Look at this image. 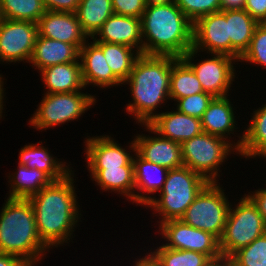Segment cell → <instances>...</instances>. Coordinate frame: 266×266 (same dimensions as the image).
Returning a JSON list of instances; mask_svg holds the SVG:
<instances>
[{
    "label": "cell",
    "mask_w": 266,
    "mask_h": 266,
    "mask_svg": "<svg viewBox=\"0 0 266 266\" xmlns=\"http://www.w3.org/2000/svg\"><path fill=\"white\" fill-rule=\"evenodd\" d=\"M73 177L74 171L28 198L34 210L38 236L49 249L70 244L81 221Z\"/></svg>",
    "instance_id": "obj_1"
},
{
    "label": "cell",
    "mask_w": 266,
    "mask_h": 266,
    "mask_svg": "<svg viewBox=\"0 0 266 266\" xmlns=\"http://www.w3.org/2000/svg\"><path fill=\"white\" fill-rule=\"evenodd\" d=\"M177 57L170 55L140 54L123 85L130 86L132 103L126 104V112L133 115L139 125L149 124L160 105L170 100V74Z\"/></svg>",
    "instance_id": "obj_2"
},
{
    "label": "cell",
    "mask_w": 266,
    "mask_h": 266,
    "mask_svg": "<svg viewBox=\"0 0 266 266\" xmlns=\"http://www.w3.org/2000/svg\"><path fill=\"white\" fill-rule=\"evenodd\" d=\"M141 28L143 54L182 58L193 47V23L175 3L146 7Z\"/></svg>",
    "instance_id": "obj_3"
},
{
    "label": "cell",
    "mask_w": 266,
    "mask_h": 266,
    "mask_svg": "<svg viewBox=\"0 0 266 266\" xmlns=\"http://www.w3.org/2000/svg\"><path fill=\"white\" fill-rule=\"evenodd\" d=\"M47 251L38 236L30 201L7 197L0 210V252L18 257L27 266H38Z\"/></svg>",
    "instance_id": "obj_4"
},
{
    "label": "cell",
    "mask_w": 266,
    "mask_h": 266,
    "mask_svg": "<svg viewBox=\"0 0 266 266\" xmlns=\"http://www.w3.org/2000/svg\"><path fill=\"white\" fill-rule=\"evenodd\" d=\"M209 182L200 174L186 166L168 170L167 178L160 194L145 206L159 214L157 223L180 219L196 196Z\"/></svg>",
    "instance_id": "obj_5"
},
{
    "label": "cell",
    "mask_w": 266,
    "mask_h": 266,
    "mask_svg": "<svg viewBox=\"0 0 266 266\" xmlns=\"http://www.w3.org/2000/svg\"><path fill=\"white\" fill-rule=\"evenodd\" d=\"M241 135L235 142L202 132L184 141L181 143L183 165L203 176L208 182H218L221 172L219 167L230 154L239 155L244 140V134Z\"/></svg>",
    "instance_id": "obj_6"
},
{
    "label": "cell",
    "mask_w": 266,
    "mask_h": 266,
    "mask_svg": "<svg viewBox=\"0 0 266 266\" xmlns=\"http://www.w3.org/2000/svg\"><path fill=\"white\" fill-rule=\"evenodd\" d=\"M238 201L235 207L232 203L230 205L225 229L219 240L224 259L266 233L265 221L253 202L245 194Z\"/></svg>",
    "instance_id": "obj_7"
},
{
    "label": "cell",
    "mask_w": 266,
    "mask_h": 266,
    "mask_svg": "<svg viewBox=\"0 0 266 266\" xmlns=\"http://www.w3.org/2000/svg\"><path fill=\"white\" fill-rule=\"evenodd\" d=\"M32 114L29 125L38 130H48L60 124L78 120L91 106L97 103V97L81 91L66 93H45ZM88 109V110H87Z\"/></svg>",
    "instance_id": "obj_8"
},
{
    "label": "cell",
    "mask_w": 266,
    "mask_h": 266,
    "mask_svg": "<svg viewBox=\"0 0 266 266\" xmlns=\"http://www.w3.org/2000/svg\"><path fill=\"white\" fill-rule=\"evenodd\" d=\"M224 191L220 182H209L180 219L191 227L211 233L220 240L231 205Z\"/></svg>",
    "instance_id": "obj_9"
},
{
    "label": "cell",
    "mask_w": 266,
    "mask_h": 266,
    "mask_svg": "<svg viewBox=\"0 0 266 266\" xmlns=\"http://www.w3.org/2000/svg\"><path fill=\"white\" fill-rule=\"evenodd\" d=\"M198 53L196 49L191 48L182 59L193 69L204 92L213 97L229 96L231 85H234L233 82L237 73L236 68H234L236 66L233 64L238 61L224 54H210V58L196 63L194 58H197Z\"/></svg>",
    "instance_id": "obj_10"
},
{
    "label": "cell",
    "mask_w": 266,
    "mask_h": 266,
    "mask_svg": "<svg viewBox=\"0 0 266 266\" xmlns=\"http://www.w3.org/2000/svg\"><path fill=\"white\" fill-rule=\"evenodd\" d=\"M159 234L171 249L196 251L207 255L212 261L222 259L219 240L211 233L191 227L181 219H172L158 224Z\"/></svg>",
    "instance_id": "obj_11"
},
{
    "label": "cell",
    "mask_w": 266,
    "mask_h": 266,
    "mask_svg": "<svg viewBox=\"0 0 266 266\" xmlns=\"http://www.w3.org/2000/svg\"><path fill=\"white\" fill-rule=\"evenodd\" d=\"M37 36V23L1 19L0 63H29Z\"/></svg>",
    "instance_id": "obj_12"
},
{
    "label": "cell",
    "mask_w": 266,
    "mask_h": 266,
    "mask_svg": "<svg viewBox=\"0 0 266 266\" xmlns=\"http://www.w3.org/2000/svg\"><path fill=\"white\" fill-rule=\"evenodd\" d=\"M88 137V138H87ZM84 151L87 168H119L120 166H134L133 157L136 152L134 139L129 147L123 148L118 141L109 135L87 136ZM128 148V149H126ZM128 150V151H127ZM132 152V153H131ZM131 153V154H130Z\"/></svg>",
    "instance_id": "obj_13"
},
{
    "label": "cell",
    "mask_w": 266,
    "mask_h": 266,
    "mask_svg": "<svg viewBox=\"0 0 266 266\" xmlns=\"http://www.w3.org/2000/svg\"><path fill=\"white\" fill-rule=\"evenodd\" d=\"M199 53L230 56V37L226 10L199 18L193 24V47Z\"/></svg>",
    "instance_id": "obj_14"
},
{
    "label": "cell",
    "mask_w": 266,
    "mask_h": 266,
    "mask_svg": "<svg viewBox=\"0 0 266 266\" xmlns=\"http://www.w3.org/2000/svg\"><path fill=\"white\" fill-rule=\"evenodd\" d=\"M142 127H145V130L154 136L143 133L134 135L136 153L141 158L168 170L183 166L180 143L163 138L148 124H143Z\"/></svg>",
    "instance_id": "obj_15"
},
{
    "label": "cell",
    "mask_w": 266,
    "mask_h": 266,
    "mask_svg": "<svg viewBox=\"0 0 266 266\" xmlns=\"http://www.w3.org/2000/svg\"><path fill=\"white\" fill-rule=\"evenodd\" d=\"M38 36L75 45L79 50L89 40L75 13L46 11L38 20Z\"/></svg>",
    "instance_id": "obj_16"
},
{
    "label": "cell",
    "mask_w": 266,
    "mask_h": 266,
    "mask_svg": "<svg viewBox=\"0 0 266 266\" xmlns=\"http://www.w3.org/2000/svg\"><path fill=\"white\" fill-rule=\"evenodd\" d=\"M91 39L93 41L126 45L136 49L139 54H143L140 18L113 13Z\"/></svg>",
    "instance_id": "obj_17"
},
{
    "label": "cell",
    "mask_w": 266,
    "mask_h": 266,
    "mask_svg": "<svg viewBox=\"0 0 266 266\" xmlns=\"http://www.w3.org/2000/svg\"><path fill=\"white\" fill-rule=\"evenodd\" d=\"M79 59L85 88L93 85V87L109 89V87L123 85L107 64L103 51L94 42L87 41L80 48Z\"/></svg>",
    "instance_id": "obj_18"
},
{
    "label": "cell",
    "mask_w": 266,
    "mask_h": 266,
    "mask_svg": "<svg viewBox=\"0 0 266 266\" xmlns=\"http://www.w3.org/2000/svg\"><path fill=\"white\" fill-rule=\"evenodd\" d=\"M174 110L159 112L148 125L163 138L180 144L203 132L201 119Z\"/></svg>",
    "instance_id": "obj_19"
},
{
    "label": "cell",
    "mask_w": 266,
    "mask_h": 266,
    "mask_svg": "<svg viewBox=\"0 0 266 266\" xmlns=\"http://www.w3.org/2000/svg\"><path fill=\"white\" fill-rule=\"evenodd\" d=\"M134 154L135 203L145 207L154 198L150 194L154 195L162 190L168 169L144 160L136 152Z\"/></svg>",
    "instance_id": "obj_20"
},
{
    "label": "cell",
    "mask_w": 266,
    "mask_h": 266,
    "mask_svg": "<svg viewBox=\"0 0 266 266\" xmlns=\"http://www.w3.org/2000/svg\"><path fill=\"white\" fill-rule=\"evenodd\" d=\"M79 55L80 50L75 45L37 36L29 63L39 72L53 65L75 62Z\"/></svg>",
    "instance_id": "obj_21"
},
{
    "label": "cell",
    "mask_w": 266,
    "mask_h": 266,
    "mask_svg": "<svg viewBox=\"0 0 266 266\" xmlns=\"http://www.w3.org/2000/svg\"><path fill=\"white\" fill-rule=\"evenodd\" d=\"M228 98L230 97H214L201 118V124L203 132L230 141V135L237 132L236 129L239 128L236 126L238 121L236 122L234 105Z\"/></svg>",
    "instance_id": "obj_22"
},
{
    "label": "cell",
    "mask_w": 266,
    "mask_h": 266,
    "mask_svg": "<svg viewBox=\"0 0 266 266\" xmlns=\"http://www.w3.org/2000/svg\"><path fill=\"white\" fill-rule=\"evenodd\" d=\"M41 145V146H40ZM19 165L38 169L46 173L53 181H59L72 172L71 164L58 160L41 142L26 144L19 151ZM55 157V158H54Z\"/></svg>",
    "instance_id": "obj_23"
},
{
    "label": "cell",
    "mask_w": 266,
    "mask_h": 266,
    "mask_svg": "<svg viewBox=\"0 0 266 266\" xmlns=\"http://www.w3.org/2000/svg\"><path fill=\"white\" fill-rule=\"evenodd\" d=\"M39 72L47 90L44 93H66L85 89L80 59L75 62L53 65Z\"/></svg>",
    "instance_id": "obj_24"
},
{
    "label": "cell",
    "mask_w": 266,
    "mask_h": 266,
    "mask_svg": "<svg viewBox=\"0 0 266 266\" xmlns=\"http://www.w3.org/2000/svg\"><path fill=\"white\" fill-rule=\"evenodd\" d=\"M90 177L103 191L115 192L135 202L134 166L119 168H88Z\"/></svg>",
    "instance_id": "obj_25"
},
{
    "label": "cell",
    "mask_w": 266,
    "mask_h": 266,
    "mask_svg": "<svg viewBox=\"0 0 266 266\" xmlns=\"http://www.w3.org/2000/svg\"><path fill=\"white\" fill-rule=\"evenodd\" d=\"M228 37H230V56L238 62L248 49L259 23L244 9L226 10Z\"/></svg>",
    "instance_id": "obj_26"
},
{
    "label": "cell",
    "mask_w": 266,
    "mask_h": 266,
    "mask_svg": "<svg viewBox=\"0 0 266 266\" xmlns=\"http://www.w3.org/2000/svg\"><path fill=\"white\" fill-rule=\"evenodd\" d=\"M7 177L10 185L8 198L28 199L53 182L43 171L19 164L16 171Z\"/></svg>",
    "instance_id": "obj_27"
},
{
    "label": "cell",
    "mask_w": 266,
    "mask_h": 266,
    "mask_svg": "<svg viewBox=\"0 0 266 266\" xmlns=\"http://www.w3.org/2000/svg\"><path fill=\"white\" fill-rule=\"evenodd\" d=\"M251 114L249 125L242 132L244 140L239 150V156L248 160L266 155V103Z\"/></svg>",
    "instance_id": "obj_28"
},
{
    "label": "cell",
    "mask_w": 266,
    "mask_h": 266,
    "mask_svg": "<svg viewBox=\"0 0 266 266\" xmlns=\"http://www.w3.org/2000/svg\"><path fill=\"white\" fill-rule=\"evenodd\" d=\"M151 250L152 248L150 252L144 253V257L153 266H208L213 262L203 253L171 249L164 247L162 243L153 252Z\"/></svg>",
    "instance_id": "obj_29"
},
{
    "label": "cell",
    "mask_w": 266,
    "mask_h": 266,
    "mask_svg": "<svg viewBox=\"0 0 266 266\" xmlns=\"http://www.w3.org/2000/svg\"><path fill=\"white\" fill-rule=\"evenodd\" d=\"M102 51L113 74L124 83L130 76L139 52L126 45L93 41ZM135 53V54H134Z\"/></svg>",
    "instance_id": "obj_30"
},
{
    "label": "cell",
    "mask_w": 266,
    "mask_h": 266,
    "mask_svg": "<svg viewBox=\"0 0 266 266\" xmlns=\"http://www.w3.org/2000/svg\"><path fill=\"white\" fill-rule=\"evenodd\" d=\"M113 13L111 0H81L75 12L82 30L89 38Z\"/></svg>",
    "instance_id": "obj_31"
},
{
    "label": "cell",
    "mask_w": 266,
    "mask_h": 266,
    "mask_svg": "<svg viewBox=\"0 0 266 266\" xmlns=\"http://www.w3.org/2000/svg\"><path fill=\"white\" fill-rule=\"evenodd\" d=\"M169 85L170 99L175 102L180 98L204 92L193 69L182 58L172 64Z\"/></svg>",
    "instance_id": "obj_32"
},
{
    "label": "cell",
    "mask_w": 266,
    "mask_h": 266,
    "mask_svg": "<svg viewBox=\"0 0 266 266\" xmlns=\"http://www.w3.org/2000/svg\"><path fill=\"white\" fill-rule=\"evenodd\" d=\"M45 12L42 0H0L2 19L37 23Z\"/></svg>",
    "instance_id": "obj_33"
},
{
    "label": "cell",
    "mask_w": 266,
    "mask_h": 266,
    "mask_svg": "<svg viewBox=\"0 0 266 266\" xmlns=\"http://www.w3.org/2000/svg\"><path fill=\"white\" fill-rule=\"evenodd\" d=\"M227 260L229 266H266V233L234 252Z\"/></svg>",
    "instance_id": "obj_34"
},
{
    "label": "cell",
    "mask_w": 266,
    "mask_h": 266,
    "mask_svg": "<svg viewBox=\"0 0 266 266\" xmlns=\"http://www.w3.org/2000/svg\"><path fill=\"white\" fill-rule=\"evenodd\" d=\"M239 61L260 65L266 69V23L256 27L250 45Z\"/></svg>",
    "instance_id": "obj_35"
},
{
    "label": "cell",
    "mask_w": 266,
    "mask_h": 266,
    "mask_svg": "<svg viewBox=\"0 0 266 266\" xmlns=\"http://www.w3.org/2000/svg\"><path fill=\"white\" fill-rule=\"evenodd\" d=\"M175 4L193 24L203 16L221 11L220 0H176Z\"/></svg>",
    "instance_id": "obj_36"
},
{
    "label": "cell",
    "mask_w": 266,
    "mask_h": 266,
    "mask_svg": "<svg viewBox=\"0 0 266 266\" xmlns=\"http://www.w3.org/2000/svg\"><path fill=\"white\" fill-rule=\"evenodd\" d=\"M214 97L206 92H201L185 98L178 99L174 105L179 112L201 119Z\"/></svg>",
    "instance_id": "obj_37"
},
{
    "label": "cell",
    "mask_w": 266,
    "mask_h": 266,
    "mask_svg": "<svg viewBox=\"0 0 266 266\" xmlns=\"http://www.w3.org/2000/svg\"><path fill=\"white\" fill-rule=\"evenodd\" d=\"M112 9L115 14L130 16L135 18L142 17L146 5L145 0H111Z\"/></svg>",
    "instance_id": "obj_38"
},
{
    "label": "cell",
    "mask_w": 266,
    "mask_h": 266,
    "mask_svg": "<svg viewBox=\"0 0 266 266\" xmlns=\"http://www.w3.org/2000/svg\"><path fill=\"white\" fill-rule=\"evenodd\" d=\"M81 0H42L46 11L75 13Z\"/></svg>",
    "instance_id": "obj_39"
},
{
    "label": "cell",
    "mask_w": 266,
    "mask_h": 266,
    "mask_svg": "<svg viewBox=\"0 0 266 266\" xmlns=\"http://www.w3.org/2000/svg\"><path fill=\"white\" fill-rule=\"evenodd\" d=\"M244 10L259 24L266 23V0H246Z\"/></svg>",
    "instance_id": "obj_40"
},
{
    "label": "cell",
    "mask_w": 266,
    "mask_h": 266,
    "mask_svg": "<svg viewBox=\"0 0 266 266\" xmlns=\"http://www.w3.org/2000/svg\"><path fill=\"white\" fill-rule=\"evenodd\" d=\"M257 207L266 224V188H259L258 190L248 192L245 194Z\"/></svg>",
    "instance_id": "obj_41"
},
{
    "label": "cell",
    "mask_w": 266,
    "mask_h": 266,
    "mask_svg": "<svg viewBox=\"0 0 266 266\" xmlns=\"http://www.w3.org/2000/svg\"><path fill=\"white\" fill-rule=\"evenodd\" d=\"M0 266H27L18 257L0 252Z\"/></svg>",
    "instance_id": "obj_42"
},
{
    "label": "cell",
    "mask_w": 266,
    "mask_h": 266,
    "mask_svg": "<svg viewBox=\"0 0 266 266\" xmlns=\"http://www.w3.org/2000/svg\"><path fill=\"white\" fill-rule=\"evenodd\" d=\"M221 11L244 9L246 0H220Z\"/></svg>",
    "instance_id": "obj_43"
},
{
    "label": "cell",
    "mask_w": 266,
    "mask_h": 266,
    "mask_svg": "<svg viewBox=\"0 0 266 266\" xmlns=\"http://www.w3.org/2000/svg\"><path fill=\"white\" fill-rule=\"evenodd\" d=\"M4 87V79H3V75L1 74L0 75V119L3 117L2 114H3V110L5 109L3 106H5V104L3 103L4 101V98L6 99V92H5V88ZM5 93V94H4ZM4 104V105H3Z\"/></svg>",
    "instance_id": "obj_44"
},
{
    "label": "cell",
    "mask_w": 266,
    "mask_h": 266,
    "mask_svg": "<svg viewBox=\"0 0 266 266\" xmlns=\"http://www.w3.org/2000/svg\"><path fill=\"white\" fill-rule=\"evenodd\" d=\"M176 0H145L146 7H156L174 4Z\"/></svg>",
    "instance_id": "obj_45"
},
{
    "label": "cell",
    "mask_w": 266,
    "mask_h": 266,
    "mask_svg": "<svg viewBox=\"0 0 266 266\" xmlns=\"http://www.w3.org/2000/svg\"><path fill=\"white\" fill-rule=\"evenodd\" d=\"M135 260L133 266H153L144 256L139 259L135 258Z\"/></svg>",
    "instance_id": "obj_46"
},
{
    "label": "cell",
    "mask_w": 266,
    "mask_h": 266,
    "mask_svg": "<svg viewBox=\"0 0 266 266\" xmlns=\"http://www.w3.org/2000/svg\"><path fill=\"white\" fill-rule=\"evenodd\" d=\"M208 266H229L228 260L227 259H220L217 261H213L210 265Z\"/></svg>",
    "instance_id": "obj_47"
}]
</instances>
